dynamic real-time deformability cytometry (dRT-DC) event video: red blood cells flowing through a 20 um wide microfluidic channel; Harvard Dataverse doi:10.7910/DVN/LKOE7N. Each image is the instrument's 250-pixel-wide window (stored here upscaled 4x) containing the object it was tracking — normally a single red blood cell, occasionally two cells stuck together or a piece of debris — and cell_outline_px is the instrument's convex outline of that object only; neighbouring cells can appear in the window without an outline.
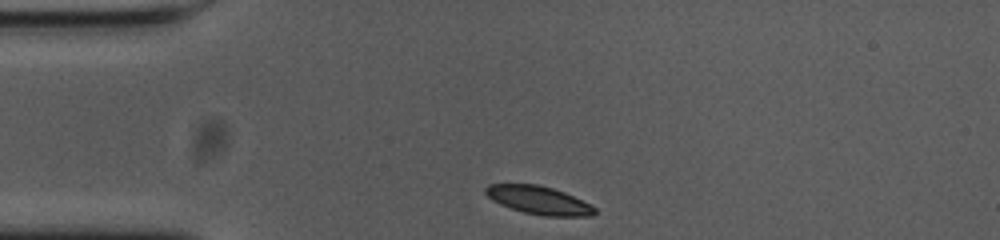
{"species": "common noctule bat (a hibernating species)", "species_latin": "Nyctalus noctula", "temperature_condition": "cold", "stored_images_in_passage": 34, "camera_frame_rate_fps": 3000, "um_per_image_px": 0.085, "animal": {"sex": "female", "body_mass_g": 23.0, "forearm_length_mm": 53.4}, "frame": {"image": 1, "passage_image": 1, "time_ms": 0.0, "image_size_px": [1000, 240], "cell_outline_px": [[596, 212], [592, 216], [544, 216], [524, 212], [500, 204], [492, 200], [484, 192], [484, 188], [488, 184], [536, 184], [552, 188], [564, 192], [596, 208]], "centroid_in_image_um": [45.76, 17.01], "position_along_channel_um": 39.2, "area_um2": 17.69}}
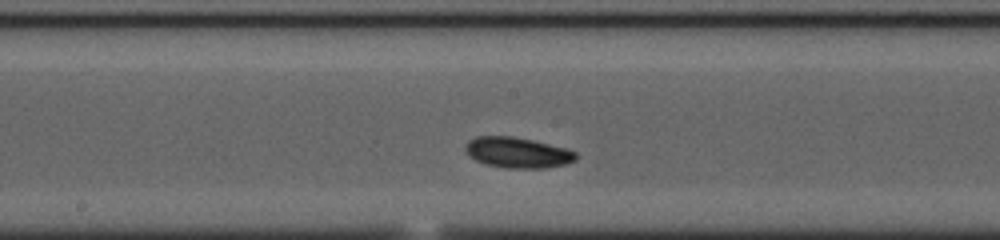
{"frame": {"image": 2, "passage_image": 17, "time_ms": 5.333, "image_size_px": [1000, 240], "cell_outline_px": [[576, 160], [568, 164], [544, 168], [508, 168], [488, 164], [476, 160], [464, 148], [468, 140], [476, 136], [512, 136], [532, 140], [568, 148], [576, 152]], "centroid_in_image_um": [44.04, 12.96], "position_along_channel_um": 204.2, "area_um2": 19.65}}
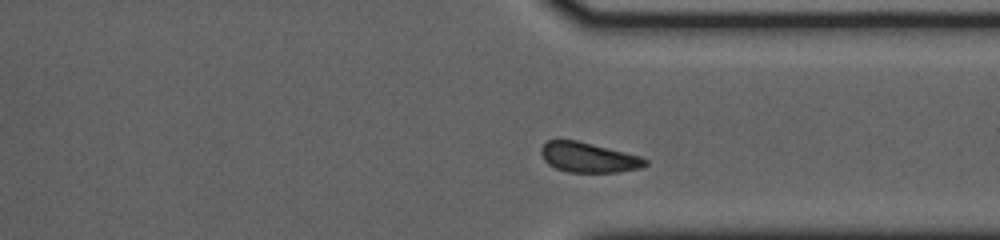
{"frame": {"image": 3, "passage_image": 30, "time_ms": 9.667, "image_size_px": [1000, 240], "cell_outline_px": [[648, 164], [640, 168], [620, 172], [568, 172], [556, 168], [548, 164], [544, 160], [540, 152], [540, 148], [548, 140], [576, 140], [640, 156], [648, 160]], "centroid_in_image_um": [50.01, 13.39], "position_along_channel_um": 361.4, "area_um2": 18.09}, "authors_computed_cell_mechanics": {"area_um2": 18.6116, "velocity_mm_per_s": 3.6195, "shape_relaxation_time_tau1_ms": 3.4512, "shape_relaxation_time_tau2_ms": null, "deformation_change_tau1": 0.132, "deformation_change_tau2": null}}